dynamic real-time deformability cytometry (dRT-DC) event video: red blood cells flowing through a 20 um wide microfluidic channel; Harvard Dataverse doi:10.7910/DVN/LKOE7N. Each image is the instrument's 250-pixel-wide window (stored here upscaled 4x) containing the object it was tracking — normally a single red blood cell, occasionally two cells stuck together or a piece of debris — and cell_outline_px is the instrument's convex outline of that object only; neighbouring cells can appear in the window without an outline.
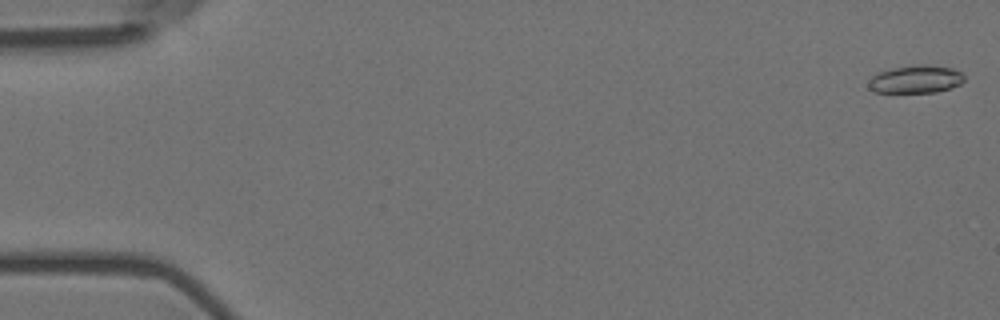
{"species": "Egyptian fruit bat (a non-hibernating species)", "species_latin": "Rousettus aegyptiacus", "temperature_condition": "room temperature", "stored_images_in_passage": 8, "camera_frame_rate_fps": 3000, "um_per_image_px": 0.085, "animal": {"sex": "female"}, "frame": {"image": 1, "passage_image": 1, "time_ms": 0.0, "image_size_px": [1000, 320], "cell_outline_px": [[964, 80], [960, 84], [952, 88], [936, 92], [876, 92], [868, 88], [868, 80], [872, 76], [880, 72], [912, 64], [928, 64], [952, 68], [960, 72], [964, 76]], "centroid_in_image_um": [77.85, 6.73], "position_along_channel_um": 7.1, "area_um2": 15.55}}
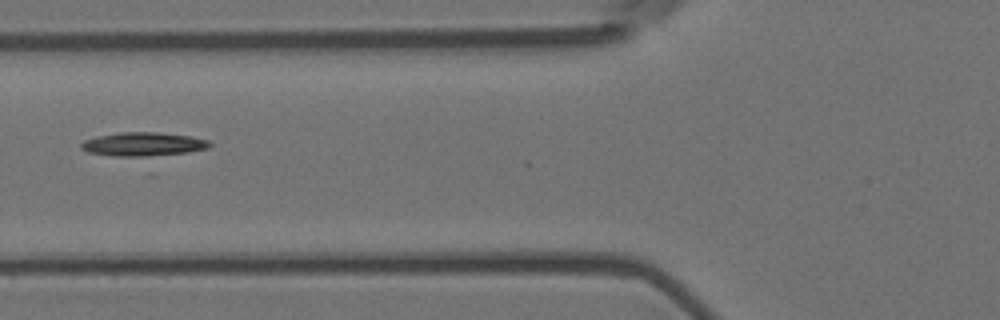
{"frame": {"image": 2, "passage_image": 7, "time_ms": 2.0, "image_size_px": [1000, 320], "cell_outline_px": [[212, 144], [208, 148], [188, 152], [148, 156], [116, 156], [88, 152], [80, 148], [80, 144], [84, 140], [96, 136], [120, 132], [156, 132], [192, 136], [208, 140]], "centroid_in_image_um": [12.16, 12.24], "position_along_channel_um": 113.6, "area_um2": 17.74}}
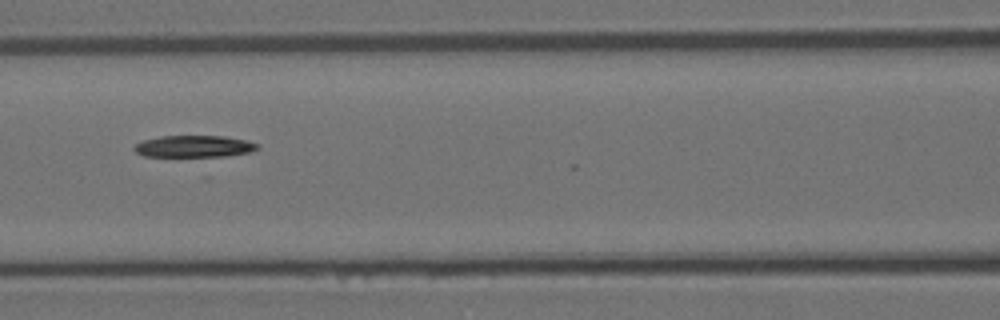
{"frame": {"image": 3, "passage_image": 8, "time_ms": 2.333, "image_size_px": [1000, 320], "cell_outline_px": [[260, 148], [252, 152], [204, 160], [144, 156], [136, 152], [132, 148], [136, 144], [144, 140], [160, 136], [224, 136], [244, 140], [260, 144]], "centroid_in_image_um": [16.52, 12.51], "position_along_channel_um": 150.1, "area_um2": 16.88}}